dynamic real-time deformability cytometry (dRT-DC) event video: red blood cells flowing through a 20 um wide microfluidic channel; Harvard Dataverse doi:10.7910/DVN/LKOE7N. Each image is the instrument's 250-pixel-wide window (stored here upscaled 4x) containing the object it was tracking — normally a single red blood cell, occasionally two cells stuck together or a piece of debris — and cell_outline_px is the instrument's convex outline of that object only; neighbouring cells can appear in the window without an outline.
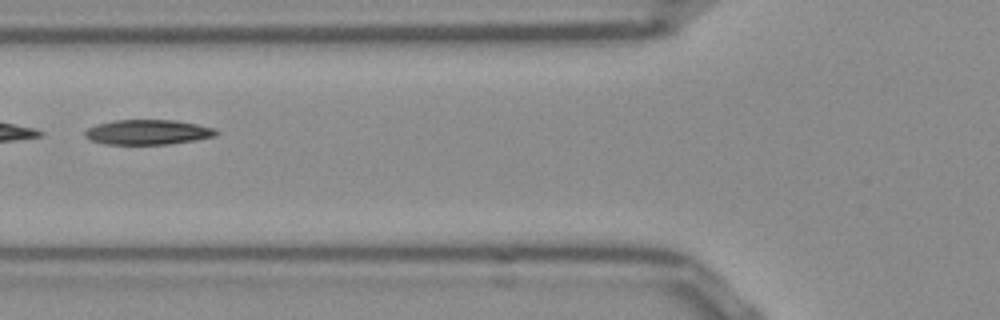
{"species": "Egyptian fruit bat (a non-hibernating species)", "species_latin": "Rousettus aegyptiacus", "temperature_condition": "room temperature", "stored_images_in_passage": 47, "segment_of_instrument_passage": [2, 2], "camera_frame_rate_fps": 3000, "um_per_image_px": 0.085, "frame": {"image": 1, "passage_image": 16, "time_ms": 5.0, "image_size_px": [1000, 320], "cell_outline_px": [[220, 132], [216, 136], [196, 140], [168, 144], [104, 144], [92, 140], [84, 136], [84, 132], [88, 128], [96, 124], [112, 120], [176, 120], [216, 128]], "centroid_in_image_um": [12.59, 11.23], "position_along_channel_um": 113.2, "area_um2": 19.19}}
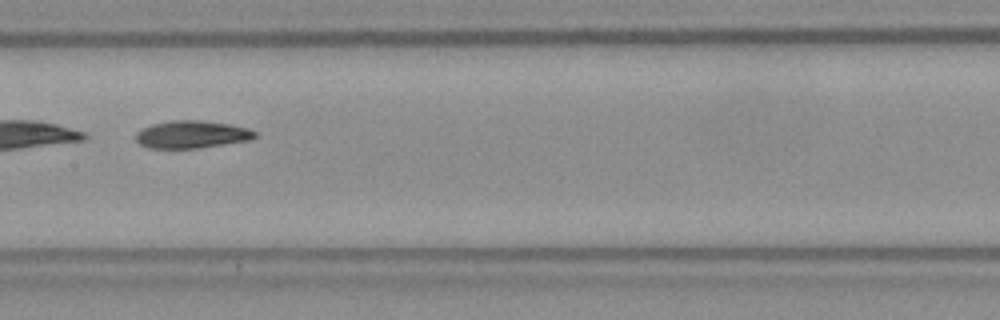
{"frame": {"image": 2, "passage_image": 22, "time_ms": 7.0, "image_size_px": [1000, 320], "cell_outline_px": [[256, 136], [248, 140], [196, 148], [148, 148], [140, 144], [136, 140], [136, 132], [152, 124], [168, 120], [200, 120], [228, 124], [248, 128], [256, 132]], "centroid_in_image_um": [16.26, 11.42], "position_along_channel_um": 191.1, "area_um2": 18.9}}